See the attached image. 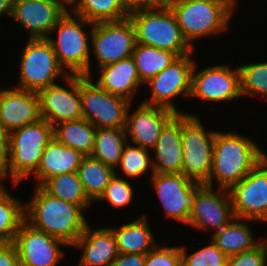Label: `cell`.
Segmentation results:
<instances>
[{"mask_svg":"<svg viewBox=\"0 0 267 266\" xmlns=\"http://www.w3.org/2000/svg\"><path fill=\"white\" fill-rule=\"evenodd\" d=\"M159 6H170L175 0H154Z\"/></svg>","mask_w":267,"mask_h":266,"instance_id":"obj_45","label":"cell"},{"mask_svg":"<svg viewBox=\"0 0 267 266\" xmlns=\"http://www.w3.org/2000/svg\"><path fill=\"white\" fill-rule=\"evenodd\" d=\"M41 119L39 94L16 87L0 89V121L5 132Z\"/></svg>","mask_w":267,"mask_h":266,"instance_id":"obj_20","label":"cell"},{"mask_svg":"<svg viewBox=\"0 0 267 266\" xmlns=\"http://www.w3.org/2000/svg\"><path fill=\"white\" fill-rule=\"evenodd\" d=\"M54 138L53 126L43 118L9 133L8 176L18 185L37 170L46 146Z\"/></svg>","mask_w":267,"mask_h":266,"instance_id":"obj_6","label":"cell"},{"mask_svg":"<svg viewBox=\"0 0 267 266\" xmlns=\"http://www.w3.org/2000/svg\"><path fill=\"white\" fill-rule=\"evenodd\" d=\"M63 81L67 89L53 84L41 90L40 115L52 126L60 122L83 118L80 96V75H68Z\"/></svg>","mask_w":267,"mask_h":266,"instance_id":"obj_16","label":"cell"},{"mask_svg":"<svg viewBox=\"0 0 267 266\" xmlns=\"http://www.w3.org/2000/svg\"><path fill=\"white\" fill-rule=\"evenodd\" d=\"M41 187L50 195L75 205H91L77 172L64 173L47 179Z\"/></svg>","mask_w":267,"mask_h":266,"instance_id":"obj_33","label":"cell"},{"mask_svg":"<svg viewBox=\"0 0 267 266\" xmlns=\"http://www.w3.org/2000/svg\"><path fill=\"white\" fill-rule=\"evenodd\" d=\"M229 193L235 217L267 223V156Z\"/></svg>","mask_w":267,"mask_h":266,"instance_id":"obj_12","label":"cell"},{"mask_svg":"<svg viewBox=\"0 0 267 266\" xmlns=\"http://www.w3.org/2000/svg\"><path fill=\"white\" fill-rule=\"evenodd\" d=\"M73 246L83 251L77 266H111L119 254L116 237L108 226L93 229L88 224Z\"/></svg>","mask_w":267,"mask_h":266,"instance_id":"obj_21","label":"cell"},{"mask_svg":"<svg viewBox=\"0 0 267 266\" xmlns=\"http://www.w3.org/2000/svg\"><path fill=\"white\" fill-rule=\"evenodd\" d=\"M139 217L121 227H110L116 237L119 254H147L158 244L151 232L148 216Z\"/></svg>","mask_w":267,"mask_h":266,"instance_id":"obj_25","label":"cell"},{"mask_svg":"<svg viewBox=\"0 0 267 266\" xmlns=\"http://www.w3.org/2000/svg\"><path fill=\"white\" fill-rule=\"evenodd\" d=\"M124 11L129 15L133 12L158 7L154 0H120Z\"/></svg>","mask_w":267,"mask_h":266,"instance_id":"obj_42","label":"cell"},{"mask_svg":"<svg viewBox=\"0 0 267 266\" xmlns=\"http://www.w3.org/2000/svg\"><path fill=\"white\" fill-rule=\"evenodd\" d=\"M72 13L91 23L120 21L128 18L120 0H76Z\"/></svg>","mask_w":267,"mask_h":266,"instance_id":"obj_32","label":"cell"},{"mask_svg":"<svg viewBox=\"0 0 267 266\" xmlns=\"http://www.w3.org/2000/svg\"><path fill=\"white\" fill-rule=\"evenodd\" d=\"M84 157L79 151L62 145L53 138L44 149L40 164L33 173L37 186H41L52 176L77 172Z\"/></svg>","mask_w":267,"mask_h":266,"instance_id":"obj_24","label":"cell"},{"mask_svg":"<svg viewBox=\"0 0 267 266\" xmlns=\"http://www.w3.org/2000/svg\"><path fill=\"white\" fill-rule=\"evenodd\" d=\"M9 160V133H0V180L8 177Z\"/></svg>","mask_w":267,"mask_h":266,"instance_id":"obj_41","label":"cell"},{"mask_svg":"<svg viewBox=\"0 0 267 266\" xmlns=\"http://www.w3.org/2000/svg\"><path fill=\"white\" fill-rule=\"evenodd\" d=\"M97 128L82 118L65 121L53 126L54 139L62 145L71 147L84 156H91Z\"/></svg>","mask_w":267,"mask_h":266,"instance_id":"obj_27","label":"cell"},{"mask_svg":"<svg viewBox=\"0 0 267 266\" xmlns=\"http://www.w3.org/2000/svg\"><path fill=\"white\" fill-rule=\"evenodd\" d=\"M118 171L112 177L103 194L97 201H105L114 208H123L130 205L133 200V186L127 179L119 178Z\"/></svg>","mask_w":267,"mask_h":266,"instance_id":"obj_37","label":"cell"},{"mask_svg":"<svg viewBox=\"0 0 267 266\" xmlns=\"http://www.w3.org/2000/svg\"><path fill=\"white\" fill-rule=\"evenodd\" d=\"M19 82L14 87L39 93L57 78L69 74L59 65L53 46L48 38L27 39L22 51Z\"/></svg>","mask_w":267,"mask_h":266,"instance_id":"obj_8","label":"cell"},{"mask_svg":"<svg viewBox=\"0 0 267 266\" xmlns=\"http://www.w3.org/2000/svg\"><path fill=\"white\" fill-rule=\"evenodd\" d=\"M111 266H145V254H118Z\"/></svg>","mask_w":267,"mask_h":266,"instance_id":"obj_43","label":"cell"},{"mask_svg":"<svg viewBox=\"0 0 267 266\" xmlns=\"http://www.w3.org/2000/svg\"><path fill=\"white\" fill-rule=\"evenodd\" d=\"M115 170L92 156H85L77 170L84 192L93 203L103 194Z\"/></svg>","mask_w":267,"mask_h":266,"instance_id":"obj_29","label":"cell"},{"mask_svg":"<svg viewBox=\"0 0 267 266\" xmlns=\"http://www.w3.org/2000/svg\"><path fill=\"white\" fill-rule=\"evenodd\" d=\"M0 266H20L13 242H0Z\"/></svg>","mask_w":267,"mask_h":266,"instance_id":"obj_40","label":"cell"},{"mask_svg":"<svg viewBox=\"0 0 267 266\" xmlns=\"http://www.w3.org/2000/svg\"><path fill=\"white\" fill-rule=\"evenodd\" d=\"M126 115L127 142L151 150L165 124L176 114L174 111L140 102L136 110Z\"/></svg>","mask_w":267,"mask_h":266,"instance_id":"obj_19","label":"cell"},{"mask_svg":"<svg viewBox=\"0 0 267 266\" xmlns=\"http://www.w3.org/2000/svg\"><path fill=\"white\" fill-rule=\"evenodd\" d=\"M87 25L91 27L89 36L83 29ZM92 26L93 23L70 13L69 10L51 31L56 32L57 37L53 39L51 34L48 40L53 46L59 65L69 75L91 76V45L88 42L91 41Z\"/></svg>","mask_w":267,"mask_h":266,"instance_id":"obj_4","label":"cell"},{"mask_svg":"<svg viewBox=\"0 0 267 266\" xmlns=\"http://www.w3.org/2000/svg\"><path fill=\"white\" fill-rule=\"evenodd\" d=\"M89 43L98 63L97 68L129 58L137 44L134 25L129 17L120 21L93 23Z\"/></svg>","mask_w":267,"mask_h":266,"instance_id":"obj_11","label":"cell"},{"mask_svg":"<svg viewBox=\"0 0 267 266\" xmlns=\"http://www.w3.org/2000/svg\"><path fill=\"white\" fill-rule=\"evenodd\" d=\"M150 176L165 217L188 225L192 197L200 183L182 173H154Z\"/></svg>","mask_w":267,"mask_h":266,"instance_id":"obj_14","label":"cell"},{"mask_svg":"<svg viewBox=\"0 0 267 266\" xmlns=\"http://www.w3.org/2000/svg\"><path fill=\"white\" fill-rule=\"evenodd\" d=\"M266 152L252 139L238 132H216L212 170L205 185L230 189L243 179L262 159Z\"/></svg>","mask_w":267,"mask_h":266,"instance_id":"obj_2","label":"cell"},{"mask_svg":"<svg viewBox=\"0 0 267 266\" xmlns=\"http://www.w3.org/2000/svg\"><path fill=\"white\" fill-rule=\"evenodd\" d=\"M175 1L189 2V1H200V0H175Z\"/></svg>","mask_w":267,"mask_h":266,"instance_id":"obj_50","label":"cell"},{"mask_svg":"<svg viewBox=\"0 0 267 266\" xmlns=\"http://www.w3.org/2000/svg\"><path fill=\"white\" fill-rule=\"evenodd\" d=\"M241 95L267 98V61L240 65Z\"/></svg>","mask_w":267,"mask_h":266,"instance_id":"obj_35","label":"cell"},{"mask_svg":"<svg viewBox=\"0 0 267 266\" xmlns=\"http://www.w3.org/2000/svg\"><path fill=\"white\" fill-rule=\"evenodd\" d=\"M96 83L107 92L120 96L132 103L135 93L144 86L133 57L99 67Z\"/></svg>","mask_w":267,"mask_h":266,"instance_id":"obj_23","label":"cell"},{"mask_svg":"<svg viewBox=\"0 0 267 266\" xmlns=\"http://www.w3.org/2000/svg\"><path fill=\"white\" fill-rule=\"evenodd\" d=\"M203 125L197 114L182 113L181 173L200 184H205L209 180L217 132L208 131Z\"/></svg>","mask_w":267,"mask_h":266,"instance_id":"obj_7","label":"cell"},{"mask_svg":"<svg viewBox=\"0 0 267 266\" xmlns=\"http://www.w3.org/2000/svg\"><path fill=\"white\" fill-rule=\"evenodd\" d=\"M235 8H236V1L237 0H228Z\"/></svg>","mask_w":267,"mask_h":266,"instance_id":"obj_48","label":"cell"},{"mask_svg":"<svg viewBox=\"0 0 267 266\" xmlns=\"http://www.w3.org/2000/svg\"><path fill=\"white\" fill-rule=\"evenodd\" d=\"M211 244L188 254L186 246H180L181 266H226L227 256L211 240Z\"/></svg>","mask_w":267,"mask_h":266,"instance_id":"obj_36","label":"cell"},{"mask_svg":"<svg viewBox=\"0 0 267 266\" xmlns=\"http://www.w3.org/2000/svg\"><path fill=\"white\" fill-rule=\"evenodd\" d=\"M267 241L254 248L229 256L226 266H267Z\"/></svg>","mask_w":267,"mask_h":266,"instance_id":"obj_38","label":"cell"},{"mask_svg":"<svg viewBox=\"0 0 267 266\" xmlns=\"http://www.w3.org/2000/svg\"><path fill=\"white\" fill-rule=\"evenodd\" d=\"M151 152L154 153L155 173H181L183 159L182 113H176L165 124Z\"/></svg>","mask_w":267,"mask_h":266,"instance_id":"obj_22","label":"cell"},{"mask_svg":"<svg viewBox=\"0 0 267 266\" xmlns=\"http://www.w3.org/2000/svg\"><path fill=\"white\" fill-rule=\"evenodd\" d=\"M68 6L66 2L13 0L11 18L29 32L30 39L49 38L54 26L70 10Z\"/></svg>","mask_w":267,"mask_h":266,"instance_id":"obj_18","label":"cell"},{"mask_svg":"<svg viewBox=\"0 0 267 266\" xmlns=\"http://www.w3.org/2000/svg\"><path fill=\"white\" fill-rule=\"evenodd\" d=\"M68 5L69 7L76 1V0H64Z\"/></svg>","mask_w":267,"mask_h":266,"instance_id":"obj_46","label":"cell"},{"mask_svg":"<svg viewBox=\"0 0 267 266\" xmlns=\"http://www.w3.org/2000/svg\"><path fill=\"white\" fill-rule=\"evenodd\" d=\"M145 266H181L180 246L161 247L157 244L145 254Z\"/></svg>","mask_w":267,"mask_h":266,"instance_id":"obj_39","label":"cell"},{"mask_svg":"<svg viewBox=\"0 0 267 266\" xmlns=\"http://www.w3.org/2000/svg\"><path fill=\"white\" fill-rule=\"evenodd\" d=\"M0 133H7V132L4 131V129H3L2 125H1V121H0Z\"/></svg>","mask_w":267,"mask_h":266,"instance_id":"obj_49","label":"cell"},{"mask_svg":"<svg viewBox=\"0 0 267 266\" xmlns=\"http://www.w3.org/2000/svg\"><path fill=\"white\" fill-rule=\"evenodd\" d=\"M247 222L257 223L235 217L220 231L213 233L211 240L227 257L250 250L261 242L254 239Z\"/></svg>","mask_w":267,"mask_h":266,"instance_id":"obj_26","label":"cell"},{"mask_svg":"<svg viewBox=\"0 0 267 266\" xmlns=\"http://www.w3.org/2000/svg\"><path fill=\"white\" fill-rule=\"evenodd\" d=\"M193 67L190 97L203 101L226 102L241 97L240 69H231L226 64L197 70Z\"/></svg>","mask_w":267,"mask_h":266,"instance_id":"obj_15","label":"cell"},{"mask_svg":"<svg viewBox=\"0 0 267 266\" xmlns=\"http://www.w3.org/2000/svg\"><path fill=\"white\" fill-rule=\"evenodd\" d=\"M192 56L193 53L178 57L167 68L146 82L145 85L150 86L151 95L141 102L164 107L175 113H186L178 110L173 100L180 95L190 98L192 71L197 61Z\"/></svg>","mask_w":267,"mask_h":266,"instance_id":"obj_10","label":"cell"},{"mask_svg":"<svg viewBox=\"0 0 267 266\" xmlns=\"http://www.w3.org/2000/svg\"><path fill=\"white\" fill-rule=\"evenodd\" d=\"M126 143L125 127L97 128L91 156L117 171Z\"/></svg>","mask_w":267,"mask_h":266,"instance_id":"obj_28","label":"cell"},{"mask_svg":"<svg viewBox=\"0 0 267 266\" xmlns=\"http://www.w3.org/2000/svg\"><path fill=\"white\" fill-rule=\"evenodd\" d=\"M170 8L184 39L193 48L194 40L229 30L230 20L236 11L228 0L175 1Z\"/></svg>","mask_w":267,"mask_h":266,"instance_id":"obj_3","label":"cell"},{"mask_svg":"<svg viewBox=\"0 0 267 266\" xmlns=\"http://www.w3.org/2000/svg\"><path fill=\"white\" fill-rule=\"evenodd\" d=\"M128 17L134 25L138 44L171 51L178 57L194 52L195 48L184 39L170 6L136 11Z\"/></svg>","mask_w":267,"mask_h":266,"instance_id":"obj_5","label":"cell"},{"mask_svg":"<svg viewBox=\"0 0 267 266\" xmlns=\"http://www.w3.org/2000/svg\"><path fill=\"white\" fill-rule=\"evenodd\" d=\"M14 197L0 181V242H13L25 221V204Z\"/></svg>","mask_w":267,"mask_h":266,"instance_id":"obj_31","label":"cell"},{"mask_svg":"<svg viewBox=\"0 0 267 266\" xmlns=\"http://www.w3.org/2000/svg\"><path fill=\"white\" fill-rule=\"evenodd\" d=\"M12 1L13 0H0V17L8 15L9 18H11Z\"/></svg>","mask_w":267,"mask_h":266,"instance_id":"obj_44","label":"cell"},{"mask_svg":"<svg viewBox=\"0 0 267 266\" xmlns=\"http://www.w3.org/2000/svg\"><path fill=\"white\" fill-rule=\"evenodd\" d=\"M200 184L192 197L188 226L197 230L214 229L220 231L235 218L232 200L228 189Z\"/></svg>","mask_w":267,"mask_h":266,"instance_id":"obj_13","label":"cell"},{"mask_svg":"<svg viewBox=\"0 0 267 266\" xmlns=\"http://www.w3.org/2000/svg\"><path fill=\"white\" fill-rule=\"evenodd\" d=\"M132 57L143 84L167 68L178 56L154 46L136 44Z\"/></svg>","mask_w":267,"mask_h":266,"instance_id":"obj_30","label":"cell"},{"mask_svg":"<svg viewBox=\"0 0 267 266\" xmlns=\"http://www.w3.org/2000/svg\"><path fill=\"white\" fill-rule=\"evenodd\" d=\"M89 206L66 202L37 186L33 198L25 203V221L67 246H73L89 224L83 214Z\"/></svg>","mask_w":267,"mask_h":266,"instance_id":"obj_1","label":"cell"},{"mask_svg":"<svg viewBox=\"0 0 267 266\" xmlns=\"http://www.w3.org/2000/svg\"><path fill=\"white\" fill-rule=\"evenodd\" d=\"M20 266H56L65 252L63 241L38 230L24 221L13 241Z\"/></svg>","mask_w":267,"mask_h":266,"instance_id":"obj_17","label":"cell"},{"mask_svg":"<svg viewBox=\"0 0 267 266\" xmlns=\"http://www.w3.org/2000/svg\"><path fill=\"white\" fill-rule=\"evenodd\" d=\"M91 79L92 76L80 75L83 118L96 128L125 127L127 110L132 103L107 92Z\"/></svg>","mask_w":267,"mask_h":266,"instance_id":"obj_9","label":"cell"},{"mask_svg":"<svg viewBox=\"0 0 267 266\" xmlns=\"http://www.w3.org/2000/svg\"><path fill=\"white\" fill-rule=\"evenodd\" d=\"M46 2H65L64 0H41Z\"/></svg>","mask_w":267,"mask_h":266,"instance_id":"obj_47","label":"cell"},{"mask_svg":"<svg viewBox=\"0 0 267 266\" xmlns=\"http://www.w3.org/2000/svg\"><path fill=\"white\" fill-rule=\"evenodd\" d=\"M133 145L131 146L129 142L125 144L118 166L119 169L125 177L132 179L143 176L149 169L152 172L151 175H153L155 173L153 159L149 156L151 150Z\"/></svg>","mask_w":267,"mask_h":266,"instance_id":"obj_34","label":"cell"}]
</instances>
